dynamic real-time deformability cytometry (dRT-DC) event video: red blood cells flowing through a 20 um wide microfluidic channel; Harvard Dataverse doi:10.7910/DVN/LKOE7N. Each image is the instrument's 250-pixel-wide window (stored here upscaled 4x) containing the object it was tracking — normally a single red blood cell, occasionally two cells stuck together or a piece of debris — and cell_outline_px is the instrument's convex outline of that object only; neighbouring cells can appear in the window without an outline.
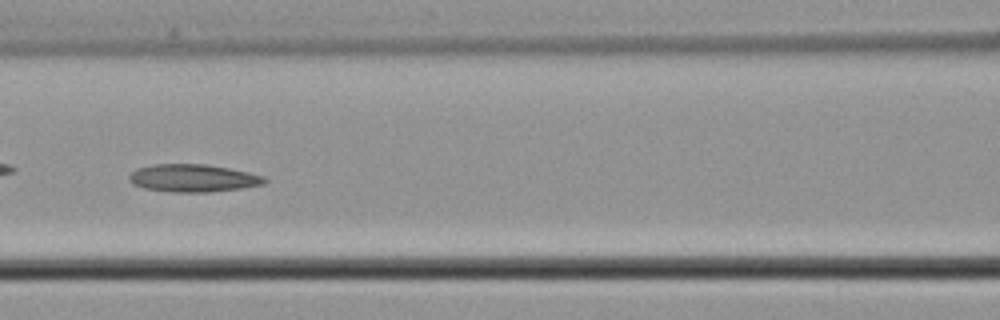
{"species": "common noctule bat (a hibernating species)", "species_latin": "Nyctalus noctula", "temperature_condition": "cold", "stored_images_in_passage": 42, "camera_frame_rate_fps": 3000, "um_per_image_px": 0.085, "animal": {"sex": "male", "body_mass_g": 21.5, "forearm_length_mm": 52.0}, "frame": {"image": 1, "passage_image": 13, "time_ms": 4.0, "image_size_px": [1000, 320], "cell_outline_px": [[268, 180], [264, 184], [240, 188], [208, 192], [172, 192], [144, 188], [132, 184], [128, 180], [128, 176], [136, 168], [152, 164], [208, 164], [248, 172], [264, 176]], "centroid_in_image_um": [16.38, 15.13], "position_along_channel_um": 150.2, "area_um2": 21.91}}
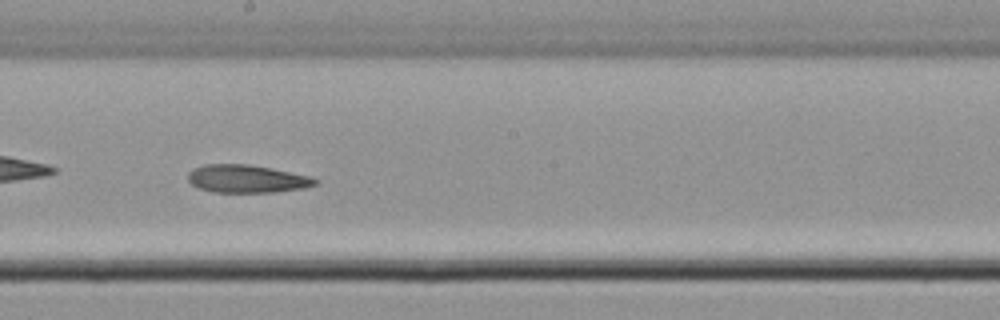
{"frame": {"image": 2, "passage_image": 19, "time_ms": 6.0, "image_size_px": [1000, 320], "cell_outline_px": [[320, 180], [316, 184], [304, 188], [272, 192], [212, 192], [200, 188], [192, 184], [188, 180], [188, 172], [192, 168], [204, 164], [248, 164], [272, 168], [308, 176]], "centroid_in_image_um": [20.95, 15.19], "position_along_channel_um": 227.2, "area_um2": 20.63}, "authors_computed_cell_mechanics": {"area_um2": 21.2415, "velocity_mm_per_s": 3.8605, "shape_relaxation_time_tau1_ms": null, "shape_relaxation_time_tau2_ms": 8.0428, "deformation_change_tau1": null, "deformation_change_tau2": 0.1428}}